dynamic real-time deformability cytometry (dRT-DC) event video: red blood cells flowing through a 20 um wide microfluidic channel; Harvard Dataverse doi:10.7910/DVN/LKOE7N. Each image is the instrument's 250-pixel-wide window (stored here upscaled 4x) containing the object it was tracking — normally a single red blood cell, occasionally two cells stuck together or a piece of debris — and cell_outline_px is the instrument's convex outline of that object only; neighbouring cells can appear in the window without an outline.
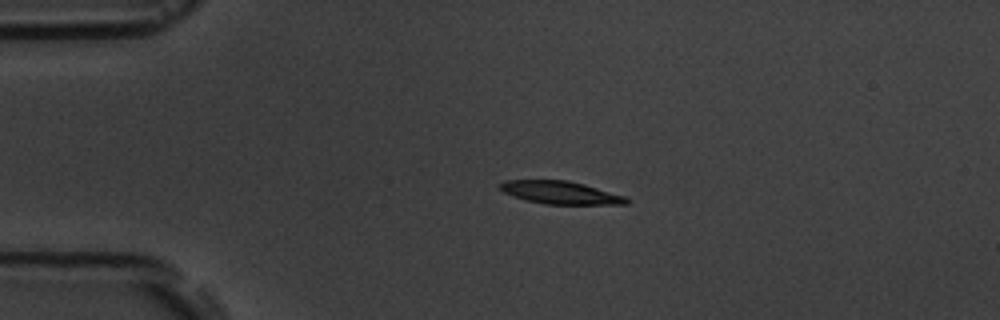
{"species": "common noctule bat (a hibernating species)", "species_latin": "Nyctalus noctula", "temperature_condition": "room temperature", "stored_images_in_passage": 3, "camera_frame_rate_fps": 3000, "um_per_image_px": 0.085, "animal": {"sex": "male", "body_mass_g": 19.5, "forearm_length_mm": 54.6}, "frame": {"image": 1, "passage_image": 2, "time_ms": 1.333, "image_size_px": [1000, 320], "cell_outline_px": [[632, 200], [628, 204], [544, 204], [528, 200], [504, 192], [496, 184], [504, 180], [568, 180], [584, 184], [624, 196]], "centroid_in_image_um": [47.65, 16.36], "position_along_channel_um": 37.4, "area_um2": 16.7}}